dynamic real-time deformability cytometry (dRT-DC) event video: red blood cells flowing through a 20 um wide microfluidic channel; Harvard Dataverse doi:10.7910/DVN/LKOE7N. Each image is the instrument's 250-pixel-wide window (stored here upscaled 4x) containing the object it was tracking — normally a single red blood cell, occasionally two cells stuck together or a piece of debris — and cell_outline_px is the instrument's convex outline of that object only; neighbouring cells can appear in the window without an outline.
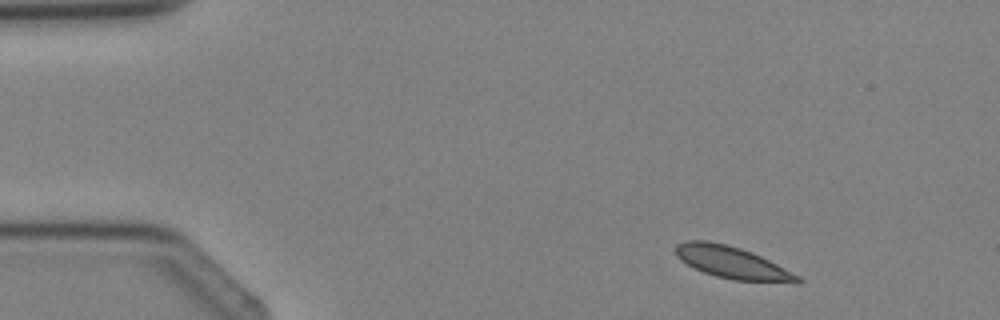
{"species": "Egyptian fruit bat (a non-hibernating species)", "species_latin": "Rousettus aegyptiacus", "temperature_condition": "cold", "stored_images_in_passage": 4, "camera_frame_rate_fps": 3000, "um_per_image_px": 0.085, "animal": {"sex": "female"}, "frame": {"image": 1, "passage_image": 1, "time_ms": 0.0, "image_size_px": [1000, 320], "cell_outline_px": [[804, 280], [800, 284], [796, 284], [732, 280], [716, 276], [704, 272], [680, 260], [676, 256], [676, 244], [688, 240], [708, 240], [740, 248], [752, 252], [800, 276]], "centroid_in_image_um": [62.29, 22.34], "position_along_channel_um": 22.7, "area_um2": 22.89}}
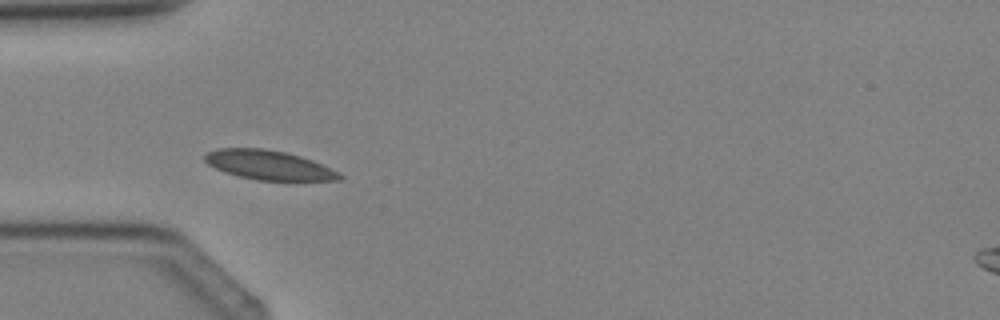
{"frame": {"image": 2, "passage_image": 3, "time_ms": 2.333, "image_size_px": [1000, 320], "cell_outline_px": [[344, 176], [340, 180], [256, 180], [224, 172], [208, 164], [204, 160], [204, 156], [208, 152], [216, 148], [264, 148], [284, 152], [300, 156], [312, 160]], "centroid_in_image_um": [22.79, 14.02], "position_along_channel_um": 62.2, "area_um2": 22.72}}
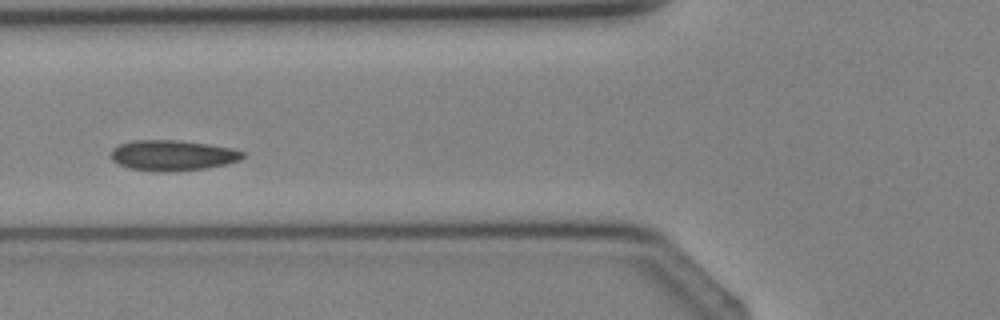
{"frame": {"image": 3, "passage_image": 4, "time_ms": 3.333, "image_size_px": [1000, 320], "cell_outline_px": [[244, 156], [240, 160], [208, 168], [172, 172], [128, 168], [112, 160], [112, 148], [120, 144], [136, 140], [176, 140], [208, 144], [232, 148], [244, 152]], "centroid_in_image_um": [14.69, 13.2], "position_along_channel_um": 111.1, "area_um2": 23.24}}